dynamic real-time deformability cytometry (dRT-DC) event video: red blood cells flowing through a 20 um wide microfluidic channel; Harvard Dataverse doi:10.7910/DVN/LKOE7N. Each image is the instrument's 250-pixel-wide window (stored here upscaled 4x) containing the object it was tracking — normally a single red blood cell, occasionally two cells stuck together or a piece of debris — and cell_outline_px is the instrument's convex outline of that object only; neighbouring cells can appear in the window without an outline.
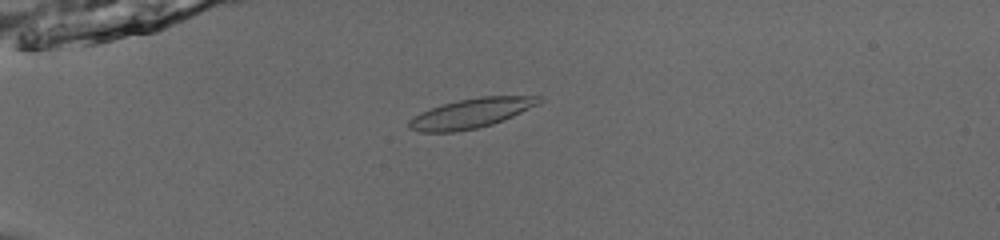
{"species": "common noctule bat (a hibernating species)", "species_latin": "Nyctalus noctula", "temperature_condition": "room temperature", "stored_images_in_passage": 50, "camera_frame_rate_fps": 3000, "um_per_image_px": 0.085, "animal": {"sex": "male", "body_mass_g": 13.0, "forearm_length_mm": 53.1}, "frame": {"image": 1, "passage_image": 12, "time_ms": 3.667, "image_size_px": [1000, 240], "cell_outline_px": [[544, 100], [540, 104], [504, 120], [492, 124], [476, 128], [456, 132], [420, 132], [408, 128], [408, 120], [420, 112], [440, 104], [480, 96], [540, 96]], "centroid_in_image_um": [40.05, 9.62], "position_along_channel_um": 45.0, "area_um2": 22.6}}
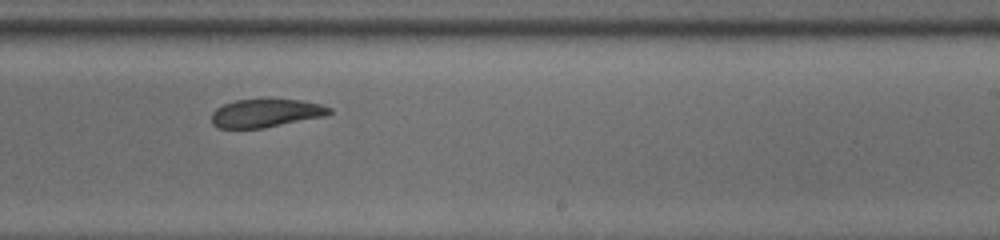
{"frame": {"image": 2, "passage_image": 32, "time_ms": 10.333, "image_size_px": [1000, 240], "cell_outline_px": [[332, 112], [324, 116], [264, 128], [216, 128], [212, 124], [212, 112], [216, 108], [224, 104], [236, 100], [300, 100], [320, 104], [332, 108]], "centroid_in_image_um": [22.57, 9.63], "position_along_channel_um": 266.4, "area_um2": 19.19}}
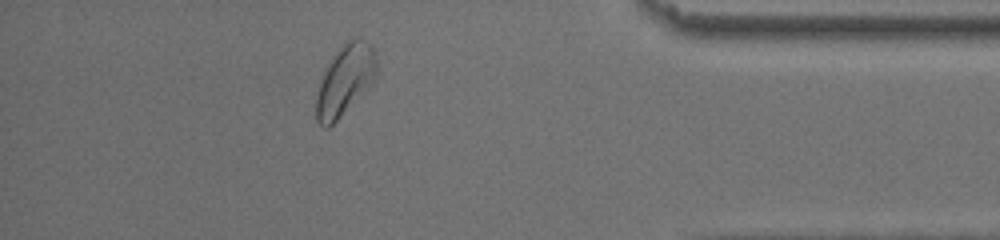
{"frame": {"image": 3, "passage_image": 45, "time_ms": 14.667, "image_size_px": [1000, 240], "cell_outline_px": [[376, 76], [336, 120], [328, 128], [324, 128], [316, 120], [316, 92], [320, 76], [328, 60], [348, 40], [356, 36], [360, 36], [372, 44], [376, 56]], "centroid_in_image_um": [29.28, 6.73], "position_along_channel_um": 405.9, "area_um2": 24.62}, "authors_computed_cell_mechanics": {"area_um2": 22.0507, "velocity_mm_per_s": 3.8177, "shape_relaxation_time_tau1_ms": null, "shape_relaxation_time_tau2_ms": 3.6392, "deformation_change_tau1": null, "deformation_change_tau2": 0.0893}}